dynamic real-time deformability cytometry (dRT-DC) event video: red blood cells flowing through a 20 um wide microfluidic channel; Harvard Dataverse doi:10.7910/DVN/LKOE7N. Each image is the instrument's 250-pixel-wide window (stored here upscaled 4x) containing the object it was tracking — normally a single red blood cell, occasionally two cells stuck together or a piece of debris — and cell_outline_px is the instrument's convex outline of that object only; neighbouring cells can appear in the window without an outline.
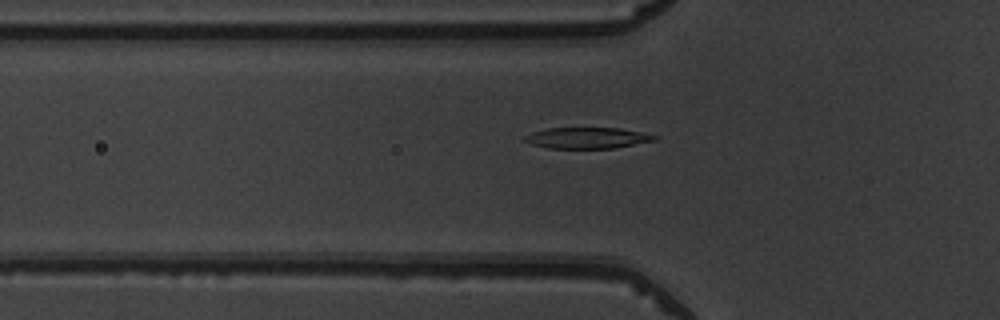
{"species": "common noctule bat (a hibernating species)", "species_latin": "Nyctalus noctula", "temperature_condition": "warm", "stored_images_in_passage": 40, "camera_frame_rate_fps": 3000, "um_per_image_px": 0.085, "animal": {"sex": "male", "body_mass_g": 19.5, "forearm_length_mm": 54.6}, "frame": {"image": 1, "passage_image": 6, "time_ms": 1.667, "image_size_px": [1000, 320], "cell_outline_px": [[660, 136], [656, 140], [616, 148], [548, 148], [532, 144], [524, 140], [524, 136], [532, 132], [548, 128], [620, 128]], "centroid_in_image_um": [49.94, 11.72], "position_along_channel_um": 75.9, "area_um2": 15.9}}
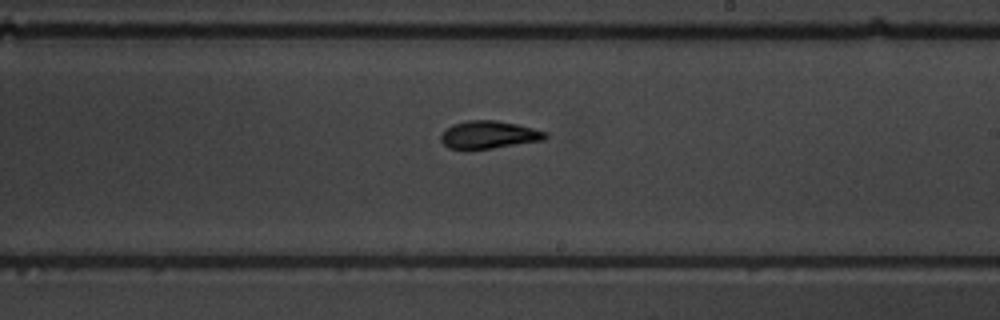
{"frame": {"image": 2, "passage_image": 19, "time_ms": 6.0, "image_size_px": [1000, 320], "cell_outline_px": [[548, 136], [544, 140], [492, 148], [448, 148], [440, 140], [440, 136], [452, 124], [468, 120], [496, 120], [516, 124], [548, 132]], "centroid_in_image_um": [41.58, 11.44], "position_along_channel_um": 247.4, "area_um2": 16.59}}
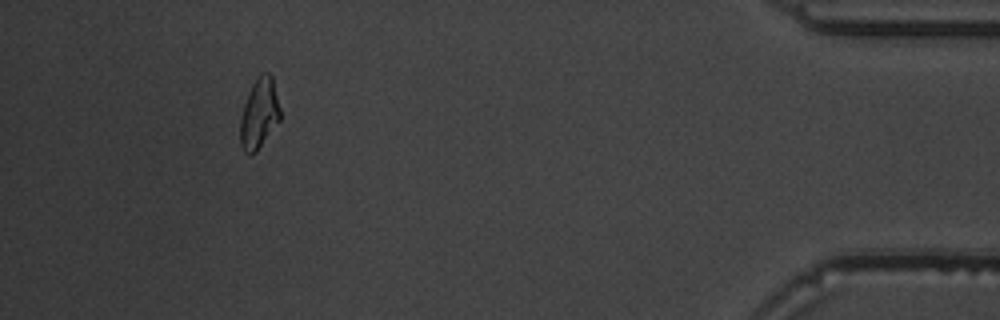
{"frame": {"image": 3, "passage_image": 36, "time_ms": 11.667, "image_size_px": [1000, 320], "cell_outline_px": [[280, 120], [256, 152], [252, 156], [248, 156], [244, 152], [240, 144], [240, 120], [244, 104], [248, 92], [252, 84], [260, 72], [268, 72], [272, 76], [280, 108]], "centroid_in_image_um": [22.02, 9.67], "position_along_channel_um": 413.2, "area_um2": 16.53}, "authors_computed_cell_mechanics": {"area_um2": 16.4152, "velocity_mm_per_s": 3.9591, "shape_relaxation_time_tau1_ms": 3.4946, "shape_relaxation_time_tau2_ms": 2.4972, "deformation_change_tau1": 0.1819, "deformation_change_tau2": 0.1084}}